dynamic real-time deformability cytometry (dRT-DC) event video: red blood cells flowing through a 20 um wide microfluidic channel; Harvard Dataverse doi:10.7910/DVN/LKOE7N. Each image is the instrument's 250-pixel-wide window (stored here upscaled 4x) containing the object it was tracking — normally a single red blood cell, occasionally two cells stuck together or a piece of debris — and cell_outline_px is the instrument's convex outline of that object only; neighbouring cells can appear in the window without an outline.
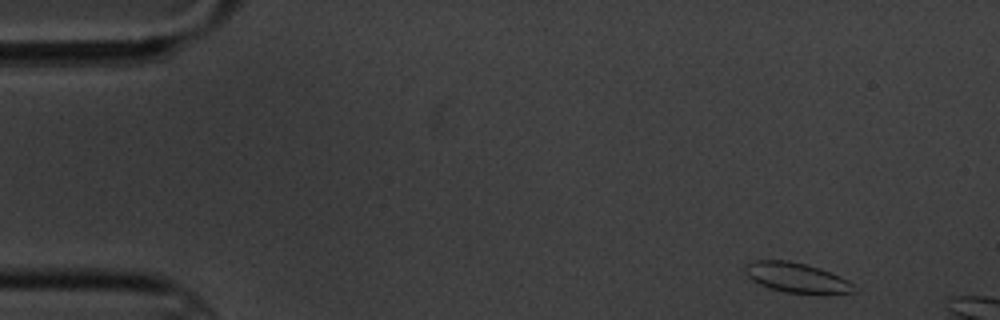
{"species": "common noctule bat (a hibernating species)", "species_latin": "Nyctalus noctula", "temperature_condition": "cold", "stored_images_in_passage": 5, "camera_frame_rate_fps": 3000, "um_per_image_px": 0.085, "animal": {"sex": "male", "body_mass_g": 20.1, "forearm_length_mm": 53.5}, "frame": {"image": 1, "passage_image": 1, "time_ms": 0.0, "image_size_px": [1000, 320], "cell_outline_px": [[856, 292], [784, 292], [760, 284], [752, 280], [744, 272], [744, 264], [752, 260], [788, 260], [820, 268], [840, 276], [848, 280], [852, 284]], "centroid_in_image_um": [67.62, 23.55], "position_along_channel_um": 17.4, "area_um2": 18.44}}